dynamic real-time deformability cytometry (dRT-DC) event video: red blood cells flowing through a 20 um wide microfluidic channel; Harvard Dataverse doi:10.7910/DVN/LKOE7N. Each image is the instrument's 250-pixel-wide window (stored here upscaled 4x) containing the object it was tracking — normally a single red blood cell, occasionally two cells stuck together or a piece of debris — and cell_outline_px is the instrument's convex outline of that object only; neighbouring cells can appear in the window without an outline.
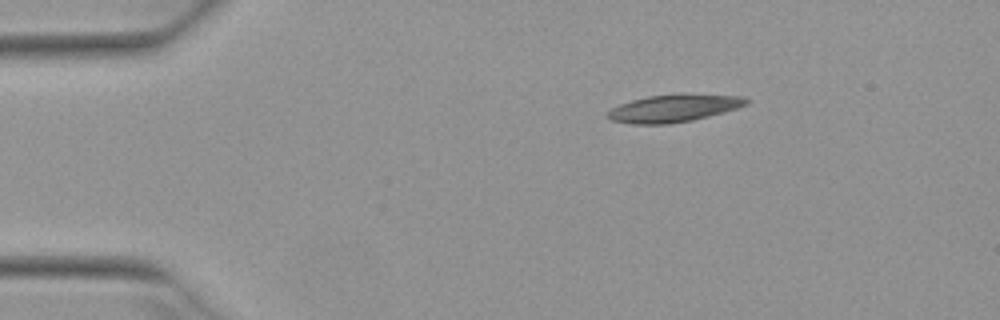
{"species": "Egyptian fruit bat (a non-hibernating species)", "species_latin": "Rousettus aegyptiacus", "temperature_condition": "warm", "stored_images_in_passage": 44, "camera_frame_rate_fps": 3000, "um_per_image_px": 0.085, "animal": {"sex": "female"}, "frame": {"image": 1, "passage_image": 1, "time_ms": 0.0, "image_size_px": [1000, 320], "cell_outline_px": [[748, 104], [736, 108], [708, 116], [692, 120], [668, 124], [632, 124], [612, 120], [604, 116], [612, 108], [620, 104], [632, 100], [648, 96], [680, 92], [684, 92], [740, 96], [748, 100]], "centroid_in_image_um": [57.26, 9.17], "position_along_channel_um": 27.7, "area_um2": 22.48}}
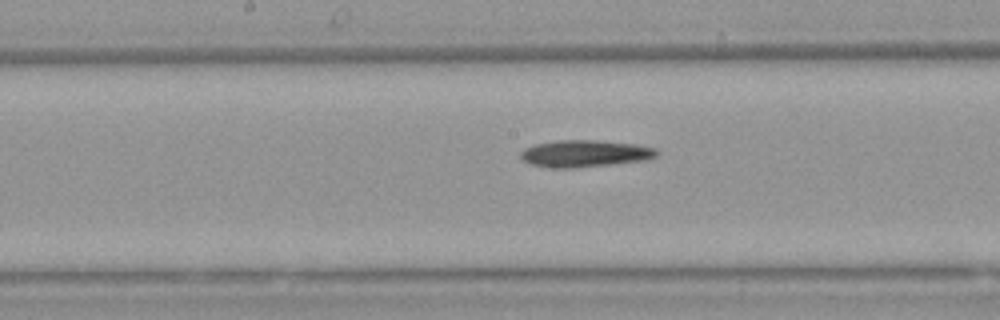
{"frame": {"image": 2, "passage_image": 19, "time_ms": 6.0, "image_size_px": [1000, 320], "cell_outline_px": [[660, 152], [656, 156], [648, 160], [612, 164], [572, 168], [548, 168], [532, 164], [524, 160], [520, 156], [520, 152], [524, 148], [536, 144], [556, 140], [596, 140], [636, 144], [656, 148]], "centroid_in_image_um": [49.74, 13.05], "position_along_channel_um": 198.5, "area_um2": 21.5}}
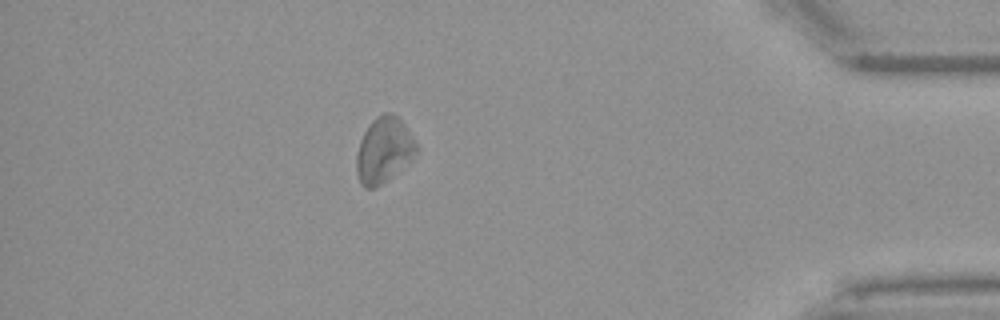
{"frame": {"image": 3, "passage_image": 38, "time_ms": 12.333, "image_size_px": [1000, 320], "cell_outline_px": [[420, 148], [388, 180], [372, 188], [364, 188], [360, 184], [356, 172], [356, 156], [360, 140], [368, 124], [376, 116], [384, 112], [392, 112], [408, 128], [416, 140]], "centroid_in_image_um": [32.61, 12.73], "position_along_channel_um": 402.6, "area_um2": 22.89}}